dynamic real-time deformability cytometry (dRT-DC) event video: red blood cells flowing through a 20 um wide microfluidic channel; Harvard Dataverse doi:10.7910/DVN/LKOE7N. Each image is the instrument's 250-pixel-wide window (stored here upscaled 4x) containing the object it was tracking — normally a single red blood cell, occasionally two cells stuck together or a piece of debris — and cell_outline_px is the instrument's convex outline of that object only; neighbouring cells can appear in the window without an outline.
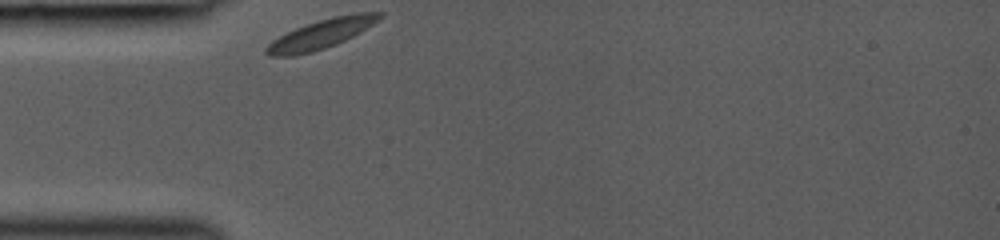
{"species": "common noctule bat (a hibernating species)", "species_latin": "Nyctalus noctula", "temperature_condition": "room temperature", "stored_images_in_passage": 27, "camera_frame_rate_fps": 3000, "um_per_image_px": 0.085, "animal": {"sex": "female", "body_mass_g": 19.0, "forearm_length_mm": 53.3}, "frame": {"image": 1, "passage_image": 1, "time_ms": 0.0, "image_size_px": [1000, 240], "cell_outline_px": [[384, 16], [372, 24], [352, 36], [344, 40], [324, 48], [312, 52], [292, 56], [272, 56], [264, 52], [264, 48], [272, 40], [296, 28], [332, 16], [356, 12], [384, 12]], "centroid_in_image_um": [27.3, 2.88], "position_along_channel_um": 57.7, "area_um2": 18.96}}
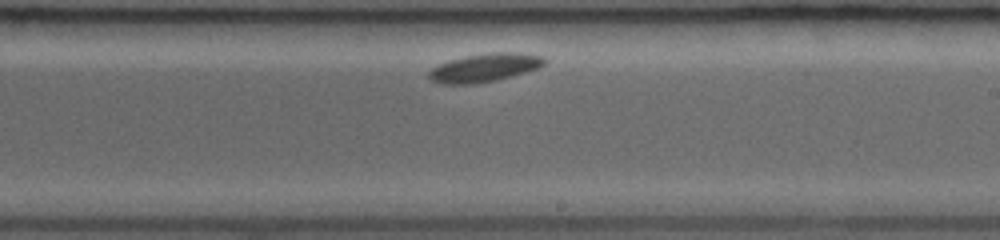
{"frame": {"image": 2, "passage_image": 16, "time_ms": 5.0, "image_size_px": [1000, 240], "cell_outline_px": [[548, 60], [540, 68], [512, 76], [496, 80], [476, 84], [440, 84], [432, 80], [428, 76], [428, 72], [432, 68], [448, 60], [464, 56], [492, 52], [520, 52], [544, 56]], "centroid_in_image_um": [41.23, 5.74], "position_along_channel_um": 247.8, "area_um2": 19.36}}
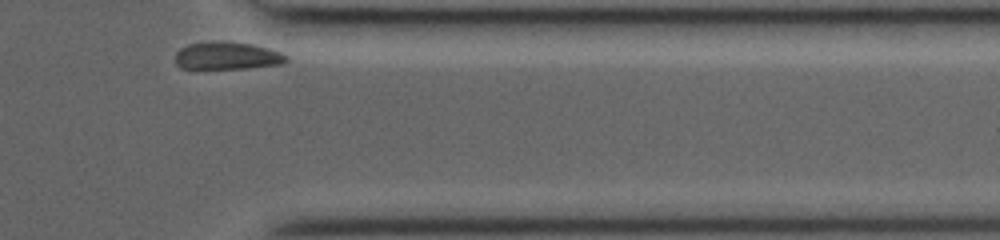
{"frame": {"image": 3, "passage_image": 27, "time_ms": 8.667, "image_size_px": [1000, 240], "cell_outline_px": [[288, 60], [280, 64], [244, 68], [180, 68], [176, 64], [176, 52], [180, 48], [188, 44], [252, 44], [268, 48], [280, 52], [288, 56]], "centroid_in_image_um": [19.33, 4.78], "position_along_channel_um": 392.1, "area_um2": 16.88}}